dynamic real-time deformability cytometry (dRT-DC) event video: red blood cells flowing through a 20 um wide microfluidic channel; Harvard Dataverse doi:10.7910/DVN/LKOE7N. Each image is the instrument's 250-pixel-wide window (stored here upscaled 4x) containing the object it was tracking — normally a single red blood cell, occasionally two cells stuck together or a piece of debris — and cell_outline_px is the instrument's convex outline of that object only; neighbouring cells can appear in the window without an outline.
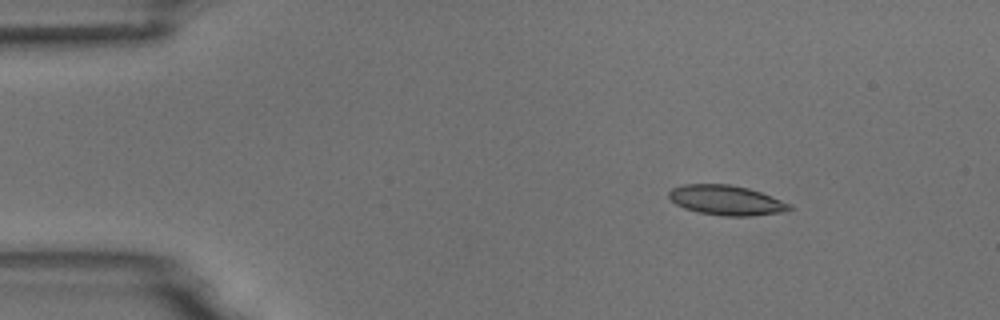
{"species": "common noctule bat (a hibernating species)", "species_latin": "Nyctalus noctula", "temperature_condition": "room temperature", "stored_images_in_passage": 4, "camera_frame_rate_fps": 3000, "um_per_image_px": 0.085, "animal": {"sex": "male", "body_mass_g": 18.8}, "frame": {"image": 1, "passage_image": 2, "time_ms": 1.0, "image_size_px": [1000, 320], "cell_outline_px": [[792, 208], [784, 212], [752, 216], [724, 216], [700, 212], [684, 208], [676, 204], [668, 196], [668, 192], [672, 188], [684, 184], [728, 184], [748, 188], [760, 192], [792, 204]], "centroid_in_image_um": [61.74, 17.02], "position_along_channel_um": 23.3, "area_um2": 20.92}}